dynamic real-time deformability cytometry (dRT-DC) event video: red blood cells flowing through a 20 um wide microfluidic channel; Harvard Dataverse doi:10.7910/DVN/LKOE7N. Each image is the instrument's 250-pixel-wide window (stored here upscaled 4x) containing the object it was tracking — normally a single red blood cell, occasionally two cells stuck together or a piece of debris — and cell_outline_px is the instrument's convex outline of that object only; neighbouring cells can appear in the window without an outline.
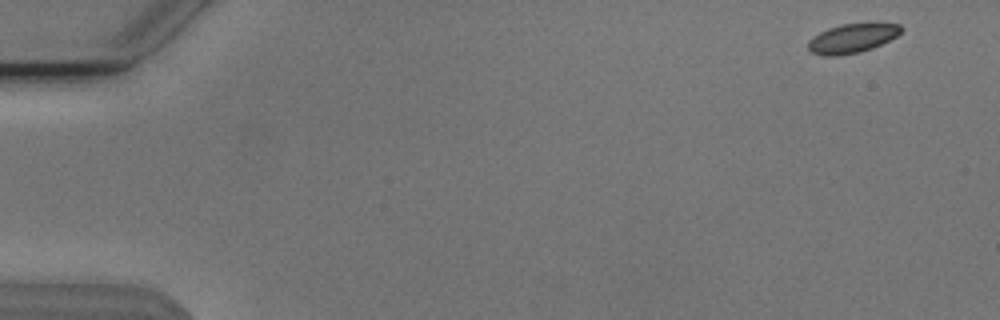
{"species": "Egyptian fruit bat (a non-hibernating species)", "species_latin": "Rousettus aegyptiacus", "temperature_condition": "cold", "stored_images_in_passage": 18, "camera_frame_rate_fps": 3000, "um_per_image_px": 0.085, "animal": {"sex": "male"}, "frame": {"image": 1, "passage_image": 1, "time_ms": 0.0, "image_size_px": [1000, 320], "cell_outline_px": [[904, 28], [896, 36], [872, 48], [860, 52], [836, 56], [824, 56], [812, 52], [808, 48], [808, 40], [820, 32], [828, 28], [840, 24], [868, 20], [876, 20], [900, 24]], "centroid_in_image_um": [72.5, 3.18], "position_along_channel_um": 12.5, "area_um2": 16.53}}
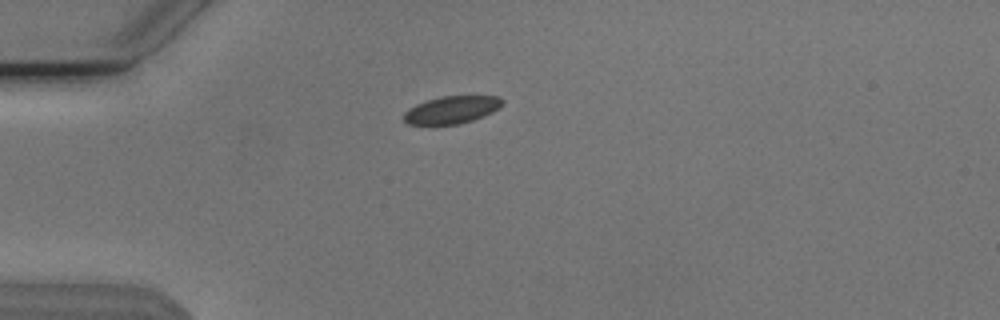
{"frame": {"image": 2, "passage_image": 13, "time_ms": 4.0, "image_size_px": [1000, 320], "cell_outline_px": [[504, 100], [492, 112], [472, 120], [456, 124], [408, 124], [404, 120], [404, 112], [408, 108], [416, 104], [440, 96], [500, 96]], "centroid_in_image_um": [38.36, 9.32], "position_along_channel_um": 46.6, "area_um2": 15.49}}
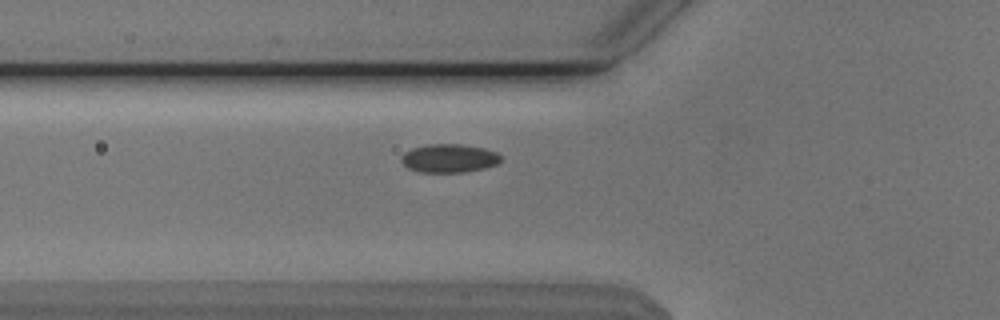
{"frame": {"image": 3, "passage_image": 18, "time_ms": 5.667, "image_size_px": [1000, 320], "cell_outline_px": [[500, 160], [496, 164], [484, 168], [464, 172], [420, 172], [408, 168], [400, 160], [400, 156], [404, 152], [412, 148], [428, 144], [460, 144], [484, 148], [496, 152], [500, 156]], "centroid_in_image_um": [38.13, 13.45], "position_along_channel_um": 87.7, "area_um2": 16.47}}